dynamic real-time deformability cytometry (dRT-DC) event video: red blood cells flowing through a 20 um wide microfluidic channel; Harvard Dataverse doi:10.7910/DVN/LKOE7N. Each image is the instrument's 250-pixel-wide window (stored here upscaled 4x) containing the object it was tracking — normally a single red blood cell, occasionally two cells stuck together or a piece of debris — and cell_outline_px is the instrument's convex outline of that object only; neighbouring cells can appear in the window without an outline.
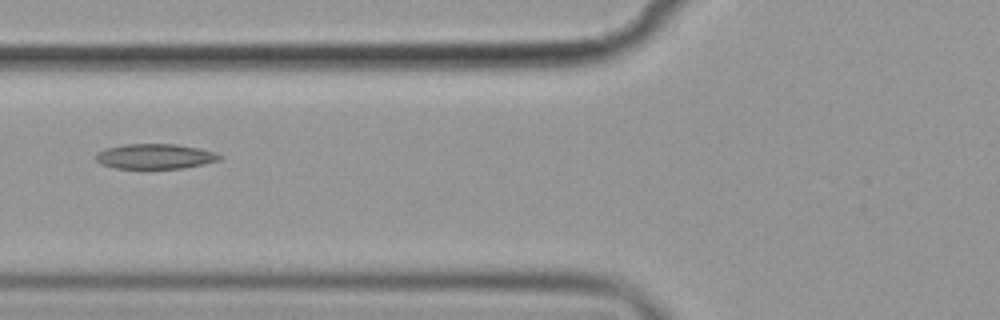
{"species": "common noctule bat (a hibernating species)", "species_latin": "Nyctalus noctula", "temperature_condition": "cold", "stored_images_in_passage": 6, "camera_frame_rate_fps": 3000, "um_per_image_px": 0.085, "animal": {"sex": "female", "body_mass_g": 19.9}, "frame": {"image": 1, "passage_image": 3, "time_ms": 2.333, "image_size_px": [1000, 320], "cell_outline_px": [[224, 156], [220, 160], [184, 168], [116, 168], [100, 164], [96, 160], [96, 156], [104, 148], [124, 144], [176, 144], [200, 148], [216, 152]], "centroid_in_image_um": [13.21, 13.28], "position_along_channel_um": 112.6, "area_um2": 18.09}}
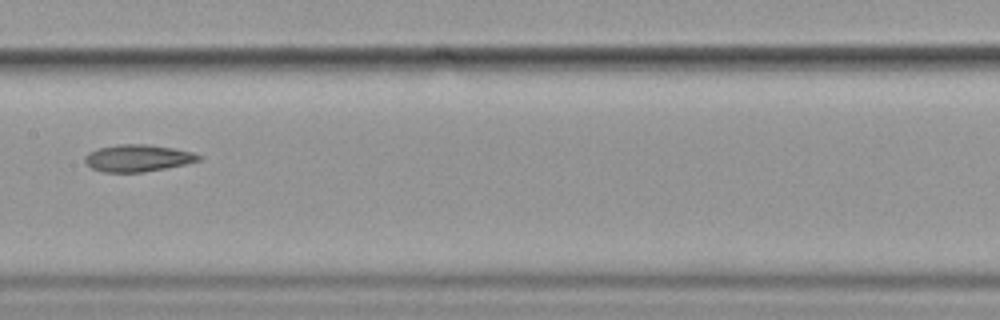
{"frame": {"image": 2, "passage_image": 5, "time_ms": 4.667, "image_size_px": [1000, 320], "cell_outline_px": [[200, 160], [184, 164], [144, 172], [104, 172], [92, 168], [84, 160], [84, 156], [88, 152], [100, 148], [116, 144], [144, 144], [172, 148], [192, 152], [200, 156]], "centroid_in_image_um": [11.67, 13.43], "position_along_channel_um": 195.7, "area_um2": 17.63}}
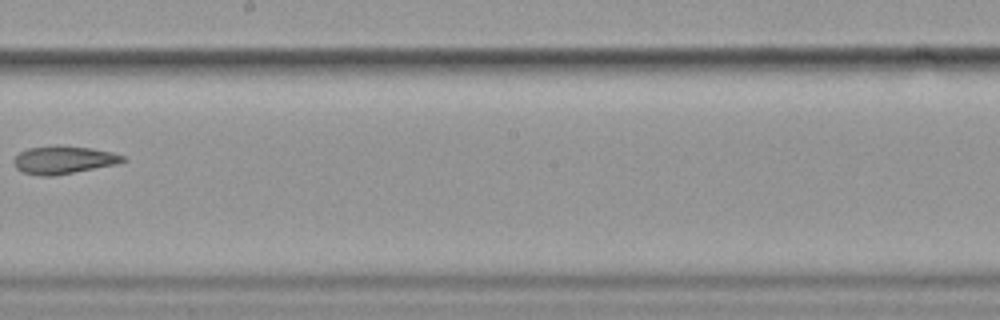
{"frame": {"image": 3, "passage_image": 6, "time_ms": 6.0, "image_size_px": [1000, 320], "cell_outline_px": [[128, 160], [116, 164], [52, 176], [40, 176], [24, 172], [16, 168], [12, 160], [20, 152], [28, 148], [56, 144], [92, 148], [112, 152], [124, 156]], "centroid_in_image_um": [5.39, 13.57], "position_along_channel_um": 242.8, "area_um2": 17.8}}